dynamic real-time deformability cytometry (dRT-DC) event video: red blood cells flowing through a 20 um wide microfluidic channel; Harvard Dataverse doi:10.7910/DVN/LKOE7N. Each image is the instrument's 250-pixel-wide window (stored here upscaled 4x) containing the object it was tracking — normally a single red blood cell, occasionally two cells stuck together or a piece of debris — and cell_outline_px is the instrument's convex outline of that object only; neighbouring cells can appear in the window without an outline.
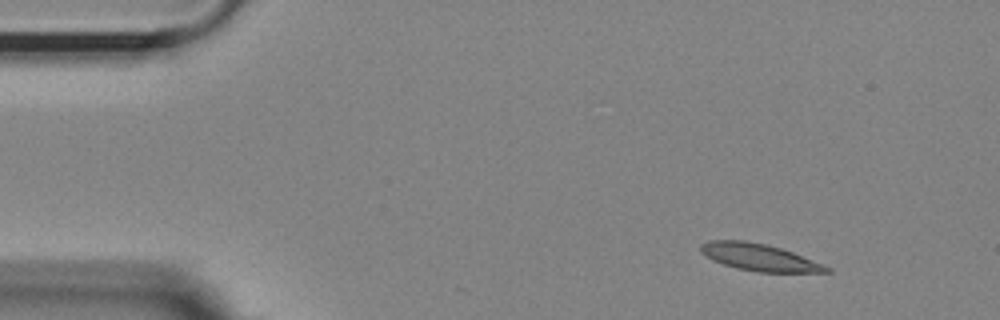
{"species": "Egyptian fruit bat (a non-hibernating species)", "species_latin": "Rousettus aegyptiacus", "temperature_condition": "room temperature", "stored_images_in_passage": 4, "camera_frame_rate_fps": 3000, "um_per_image_px": 0.085, "animal": {"sex": "female"}, "frame": {"image": 1, "passage_image": 1, "time_ms": 0.0, "image_size_px": [1000, 320], "cell_outline_px": [[832, 272], [760, 272], [736, 268], [712, 260], [700, 252], [700, 244], [708, 240], [744, 240], [768, 244], [792, 252], [832, 268]], "centroid_in_image_um": [64.5, 21.86], "position_along_channel_um": 20.5, "area_um2": 19.77}}